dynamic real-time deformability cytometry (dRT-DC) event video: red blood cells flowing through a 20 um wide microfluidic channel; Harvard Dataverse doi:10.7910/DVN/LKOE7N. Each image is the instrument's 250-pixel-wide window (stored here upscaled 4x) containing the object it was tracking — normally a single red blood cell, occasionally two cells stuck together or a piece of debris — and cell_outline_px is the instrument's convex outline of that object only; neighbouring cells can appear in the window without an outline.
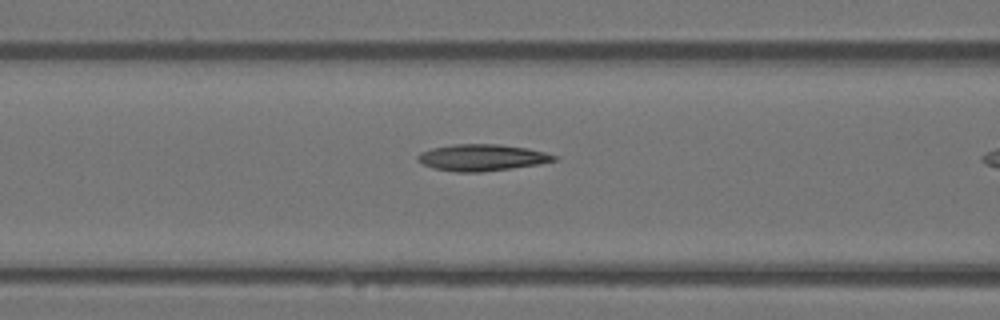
{"species": "Egyptian fruit bat (a non-hibernating species)", "species_latin": "Rousettus aegyptiacus", "temperature_condition": "warm", "stored_images_in_passage": 10, "camera_frame_rate_fps": 3000, "um_per_image_px": 0.085, "animal": {"sex": "female"}, "frame": {"image": 1, "passage_image": 9, "time_ms": 2.667, "image_size_px": [1000, 320], "cell_outline_px": [[556, 160], [540, 164], [512, 168], [480, 172], [456, 172], [432, 168], [416, 160], [416, 156], [420, 152], [432, 148], [452, 144], [500, 144], [528, 148], [544, 152], [556, 156]], "centroid_in_image_um": [40.93, 13.39], "position_along_channel_um": 125.7, "area_um2": 21.15}}